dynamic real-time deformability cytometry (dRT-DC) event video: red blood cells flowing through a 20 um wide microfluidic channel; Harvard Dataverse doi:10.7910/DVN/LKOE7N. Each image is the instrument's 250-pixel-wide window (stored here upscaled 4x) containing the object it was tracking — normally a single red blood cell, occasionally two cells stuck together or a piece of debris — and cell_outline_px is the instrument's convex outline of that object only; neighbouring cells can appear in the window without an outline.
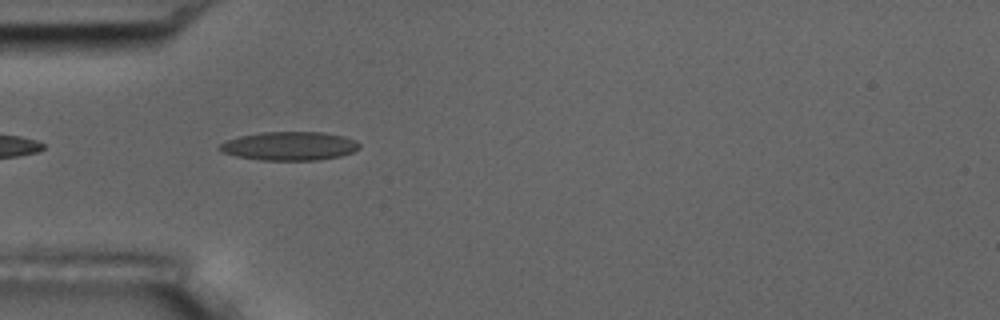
{"species": "common noctule bat (a hibernating species)", "species_latin": "Nyctalus noctula", "temperature_condition": "room temperature", "stored_images_in_passage": 8, "camera_frame_rate_fps": 3000, "um_per_image_px": 0.085, "animal": {"sex": "male", "body_mass_g": 17.5, "forearm_length_mm": 52.3}, "frame": {"image": 1, "passage_image": 5, "time_ms": 4.667, "image_size_px": [1000, 320], "cell_outline_px": [[360, 148], [352, 152], [340, 156], [316, 160], [260, 160], [236, 156], [220, 152], [216, 148], [220, 144], [228, 140], [240, 136], [264, 132], [324, 132], [344, 136], [356, 140], [360, 144]], "centroid_in_image_um": [24.6, 12.41], "position_along_channel_um": 60.4, "area_um2": 23.41}}
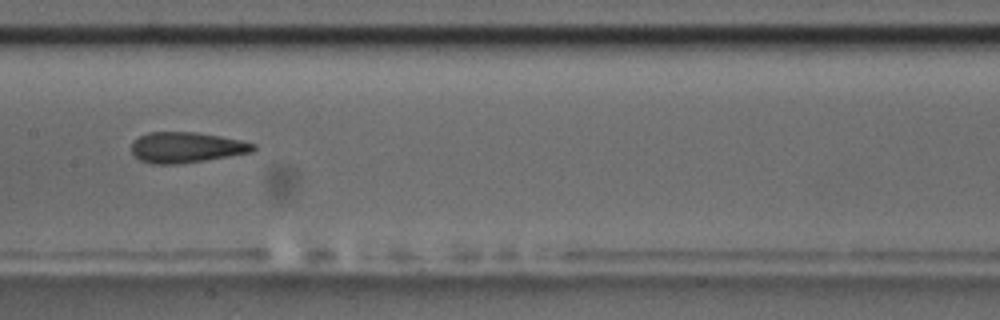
{"frame": {"image": 2, "passage_image": 8, "time_ms": 8.333, "image_size_px": [1000, 320], "cell_outline_px": [[256, 148], [252, 152], [204, 160], [176, 164], [152, 164], [140, 160], [132, 152], [132, 140], [148, 132], [196, 132], [220, 136], [240, 140], [256, 144]], "centroid_in_image_um": [15.82, 12.52], "position_along_channel_um": 191.6, "area_um2": 21.62}}